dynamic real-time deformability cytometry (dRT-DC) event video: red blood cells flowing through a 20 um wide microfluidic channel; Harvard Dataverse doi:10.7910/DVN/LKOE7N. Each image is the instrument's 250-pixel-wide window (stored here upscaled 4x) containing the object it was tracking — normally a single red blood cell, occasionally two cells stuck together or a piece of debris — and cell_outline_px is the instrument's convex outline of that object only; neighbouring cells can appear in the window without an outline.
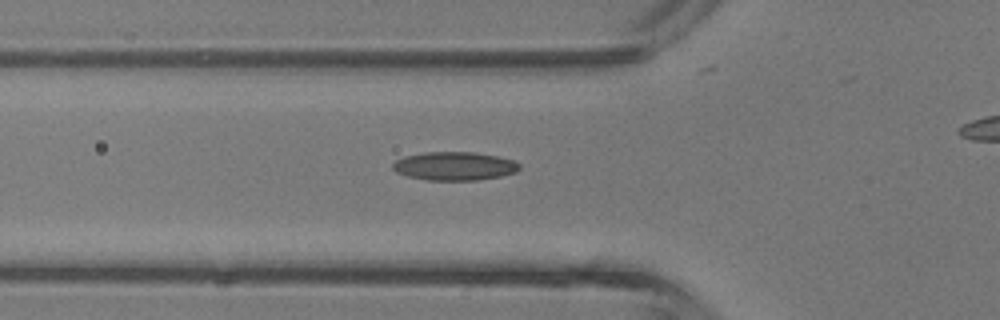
{"species": "common noctule bat (a hibernating species)", "species_latin": "Nyctalus noctula", "temperature_condition": "room temperature", "stored_images_in_passage": 36, "camera_frame_rate_fps": 3000, "um_per_image_px": 0.085, "animal": {"sex": "male", "body_mass_g": 13.3}, "frame": {"image": 1, "passage_image": 14, "time_ms": 4.333, "image_size_px": [1000, 320], "cell_outline_px": [[520, 168], [516, 172], [500, 176], [480, 180], [428, 180], [408, 176], [396, 172], [392, 168], [392, 164], [396, 160], [404, 156], [424, 152], [476, 152], [496, 156], [512, 160], [520, 164]], "centroid_in_image_um": [38.62, 14.11], "position_along_channel_um": 87.2, "area_um2": 21.04}}
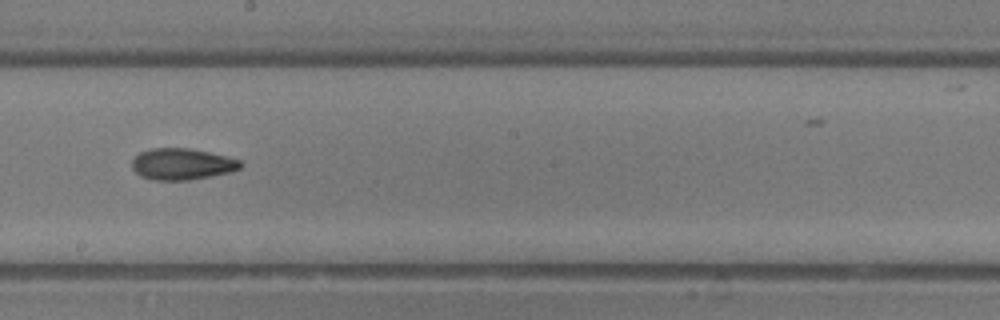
{"frame": {"image": 2, "passage_image": 23, "time_ms": 7.333, "image_size_px": [1000, 320], "cell_outline_px": [[244, 164], [240, 168], [232, 172], [188, 180], [152, 180], [140, 176], [132, 168], [132, 160], [140, 152], [152, 148], [188, 148], [228, 156], [240, 160]], "centroid_in_image_um": [15.49, 13.95], "position_along_channel_um": 232.7, "area_um2": 19.94}}
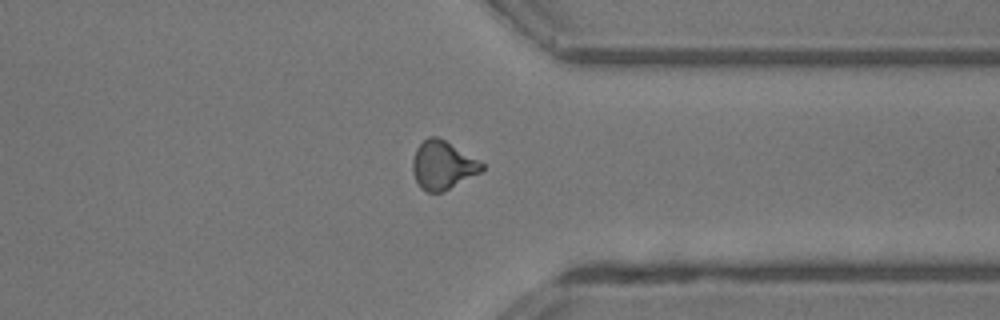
{"frame": {"image": 3, "passage_image": 32, "time_ms": 10.333, "image_size_px": [1000, 320], "cell_outline_px": [[484, 168], [480, 172], [440, 192], [428, 192], [420, 188], [412, 172], [412, 160], [416, 148], [428, 136], [436, 136], [444, 140], [484, 164]], "centroid_in_image_um": [37.57, 14.03], "position_along_channel_um": 373.8, "area_um2": 19.02}}